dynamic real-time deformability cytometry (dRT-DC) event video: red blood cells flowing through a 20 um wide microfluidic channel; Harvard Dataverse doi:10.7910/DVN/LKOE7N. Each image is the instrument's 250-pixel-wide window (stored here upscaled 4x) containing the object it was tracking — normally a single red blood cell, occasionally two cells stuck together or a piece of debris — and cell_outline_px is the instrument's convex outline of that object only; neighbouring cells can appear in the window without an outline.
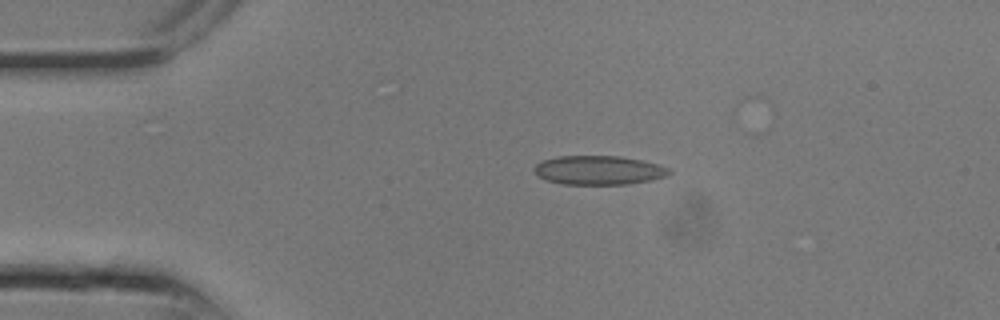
{"species": "common noctule bat (a hibernating species)", "species_latin": "Nyctalus noctula", "temperature_condition": "room temperature", "stored_images_in_passage": 10, "camera_frame_rate_fps": 3000, "um_per_image_px": 0.085, "animal": {"sex": "male", "body_mass_g": 13.3}, "frame": {"image": 1, "passage_image": 2, "time_ms": 0.333, "image_size_px": [1000, 320], "cell_outline_px": [[672, 172], [664, 176], [648, 180], [628, 184], [560, 184], [536, 176], [532, 168], [536, 164], [544, 160], [556, 156], [620, 156], [640, 160], [656, 164], [668, 168]], "centroid_in_image_um": [50.81, 14.46], "position_along_channel_um": 34.2, "area_um2": 22.66}}
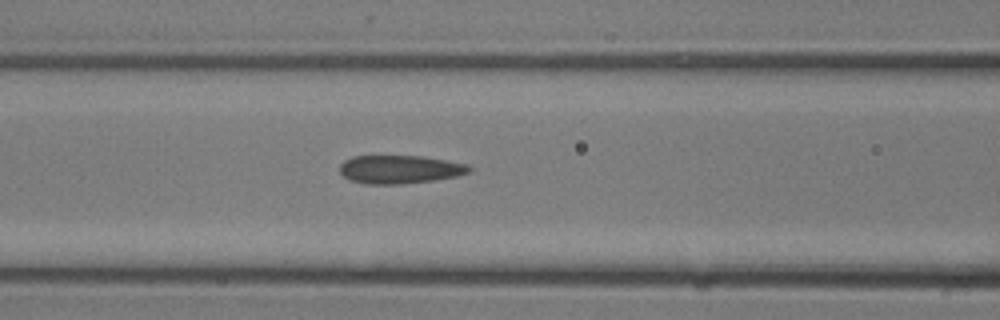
{"frame": {"image": 2, "passage_image": 7, "time_ms": 2.0, "image_size_px": [1000, 320], "cell_outline_px": [[472, 172], [456, 176], [432, 180], [400, 184], [364, 184], [352, 180], [344, 176], [340, 172], [340, 164], [344, 160], [352, 156], [424, 156], [468, 164], [472, 168]], "centroid_in_image_um": [34.0, 14.39], "position_along_channel_um": 132.6, "area_um2": 21.39}}
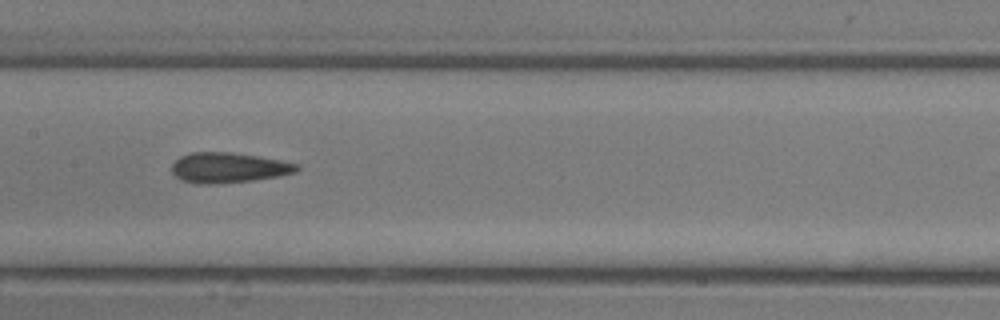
{"frame": {"image": 3, "passage_image": 9, "time_ms": 2.667, "image_size_px": [1000, 320], "cell_outline_px": [[300, 168], [296, 172], [280, 176], [252, 180], [212, 184], [196, 184], [180, 180], [172, 172], [172, 164], [180, 156], [192, 152], [232, 152], [260, 156], [300, 164]], "centroid_in_image_um": [19.43, 14.25], "position_along_channel_um": 188.0, "area_um2": 22.2}}